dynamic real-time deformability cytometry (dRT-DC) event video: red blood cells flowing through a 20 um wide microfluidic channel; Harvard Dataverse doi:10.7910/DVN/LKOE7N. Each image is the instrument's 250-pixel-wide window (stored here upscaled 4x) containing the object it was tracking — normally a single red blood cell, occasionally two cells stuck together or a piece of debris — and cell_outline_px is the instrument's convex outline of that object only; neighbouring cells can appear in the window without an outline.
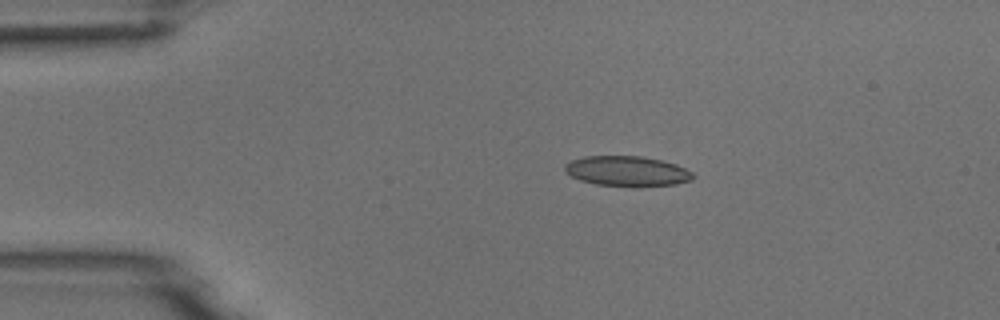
{"species": "common noctule bat (a hibernating species)", "species_latin": "Nyctalus noctula", "temperature_condition": "room temperature", "stored_images_in_passage": 4, "camera_frame_rate_fps": 3000, "um_per_image_px": 0.085, "animal": {"sex": "male", "body_mass_g": 18.8}, "frame": {"image": 1, "passage_image": 2, "time_ms": 1.333, "image_size_px": [1000, 320], "cell_outline_px": [[696, 176], [692, 180], [676, 184], [632, 188], [596, 184], [580, 180], [564, 172], [564, 164], [572, 160], [584, 156], [640, 156], [660, 160], [676, 164], [692, 172]], "centroid_in_image_um": [53.31, 14.57], "position_along_channel_um": 31.7, "area_um2": 22.89}}